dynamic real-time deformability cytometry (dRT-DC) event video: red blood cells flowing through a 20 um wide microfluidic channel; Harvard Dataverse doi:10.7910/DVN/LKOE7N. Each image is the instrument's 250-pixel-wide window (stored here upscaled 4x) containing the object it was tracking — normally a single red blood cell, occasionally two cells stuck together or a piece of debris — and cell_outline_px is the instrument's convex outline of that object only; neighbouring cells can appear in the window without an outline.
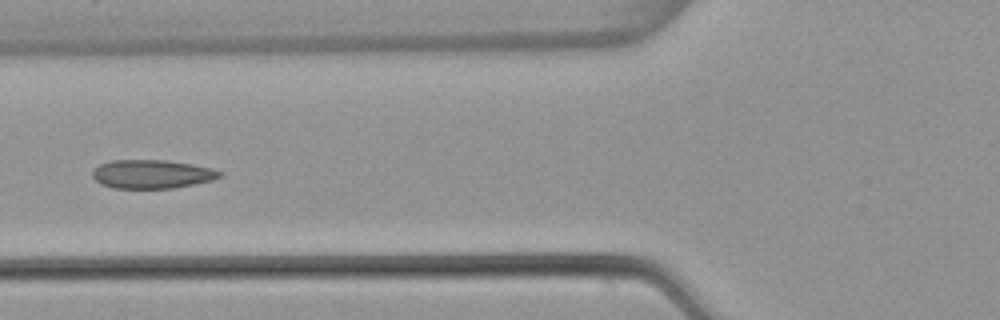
{"species": "common noctule bat (a hibernating species)", "species_latin": "Nyctalus noctula", "temperature_condition": "warm", "stored_images_in_passage": 7, "camera_frame_rate_fps": 3000, "um_per_image_px": 0.085, "animal": {"sex": "female", "body_mass_g": 22.7, "forearm_length_mm": 54.2}, "frame": {"image": 1, "passage_image": 6, "time_ms": 1.667, "image_size_px": [1000, 320], "cell_outline_px": [[224, 176], [212, 180], [172, 188], [112, 188], [100, 184], [92, 176], [92, 172], [100, 164], [108, 160], [164, 160], [192, 164], [212, 168], [224, 172]], "centroid_in_image_um": [12.92, 14.79], "position_along_channel_um": 112.9, "area_um2": 21.33}}
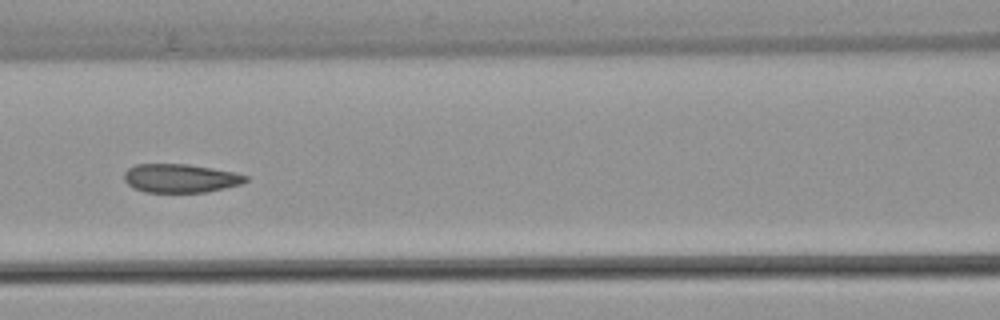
{"frame": {"image": 2, "passage_image": 7, "time_ms": 2.0, "image_size_px": [1000, 320], "cell_outline_px": [[248, 180], [240, 184], [224, 188], [204, 192], [144, 192], [128, 184], [124, 180], [124, 172], [128, 168], [136, 164], [188, 164], [212, 168], [232, 172], [248, 176]], "centroid_in_image_um": [15.31, 15.14], "position_along_channel_um": 151.3, "area_um2": 20.11}}